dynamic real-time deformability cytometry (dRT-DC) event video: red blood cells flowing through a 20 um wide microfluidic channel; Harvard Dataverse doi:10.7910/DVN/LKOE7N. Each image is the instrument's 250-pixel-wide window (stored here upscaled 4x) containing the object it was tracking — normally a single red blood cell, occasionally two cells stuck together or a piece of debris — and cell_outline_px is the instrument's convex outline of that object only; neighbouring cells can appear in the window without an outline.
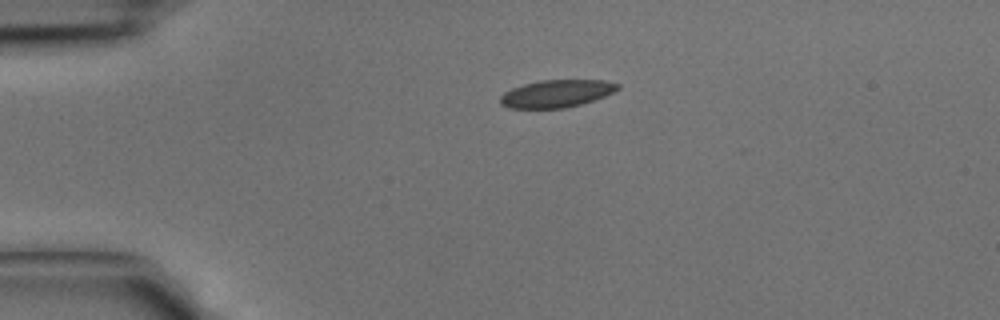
{"species": "common noctule bat (a hibernating species)", "species_latin": "Nyctalus noctula", "temperature_condition": "cold", "stored_images_in_passage": 33, "camera_frame_rate_fps": 3000, "um_per_image_px": 0.085, "animal": {"sex": "male", "body_mass_g": 15.6}, "frame": {"image": 1, "passage_image": 1, "time_ms": 0.0, "image_size_px": [1000, 320], "cell_outline_px": [[620, 88], [604, 96], [580, 104], [564, 108], [508, 108], [500, 104], [500, 96], [504, 92], [512, 88], [524, 84], [540, 80], [604, 80], [620, 84]], "centroid_in_image_um": [47.28, 7.95], "position_along_channel_um": 37.7, "area_um2": 18.73}}
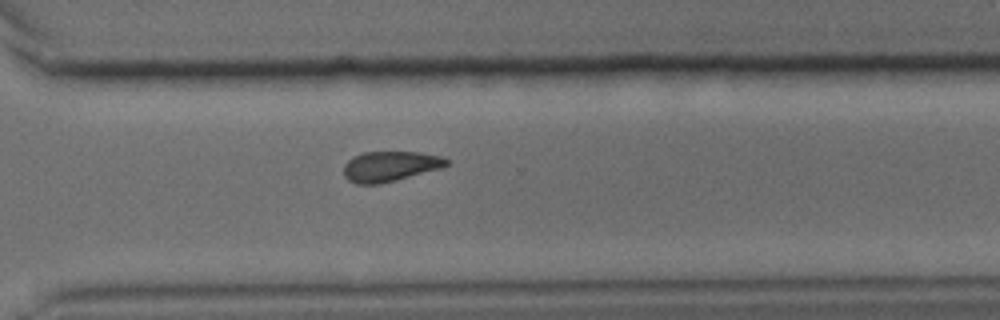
{"frame": {"image": 2, "passage_image": 22, "time_ms": 7.0, "image_size_px": [1000, 320], "cell_outline_px": [[448, 164], [440, 168], [396, 180], [380, 184], [356, 184], [348, 180], [344, 176], [344, 164], [352, 156], [364, 152], [420, 152], [440, 156], [448, 160]], "centroid_in_image_um": [33.11, 14.13], "position_along_channel_um": 337.5, "area_um2": 18.03}}
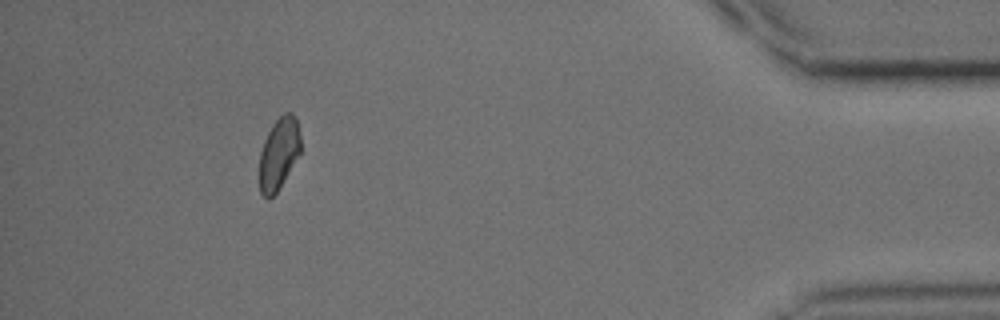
{"frame": {"image": 3, "passage_image": 30, "time_ms": 9.667, "image_size_px": [1000, 320], "cell_outline_px": [[300, 152], [276, 192], [268, 200], [260, 192], [260, 152], [264, 140], [272, 124], [284, 112], [292, 112], [296, 120], [300, 136]], "centroid_in_image_um": [23.68, 13.03], "position_along_channel_um": 411.5, "area_um2": 16.88}}